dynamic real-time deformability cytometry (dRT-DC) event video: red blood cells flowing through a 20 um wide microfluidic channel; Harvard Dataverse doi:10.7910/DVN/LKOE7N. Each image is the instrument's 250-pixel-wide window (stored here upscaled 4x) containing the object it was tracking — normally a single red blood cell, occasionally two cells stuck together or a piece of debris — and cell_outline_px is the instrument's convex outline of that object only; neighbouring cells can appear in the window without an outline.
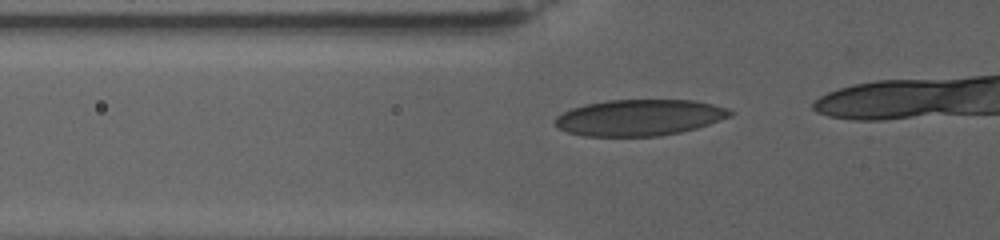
{"species": "human", "species_latin": "Homo sapiens", "temperature_condition": "warm", "stored_images_in_passage": 25, "camera_frame_rate_fps": 3000, "um_per_image_px": 0.085, "donor": {"sex": "female"}, "frame": {"image": 1, "passage_image": 15, "time_ms": 6.0, "image_size_px": [1000, 240], "cell_outline_px": [[736, 112], [732, 116], [696, 128], [680, 132], [660, 136], [584, 136], [568, 132], [556, 128], [552, 124], [552, 120], [556, 116], [572, 108], [584, 104], [608, 100], [696, 100], [728, 108]], "centroid_in_image_um": [54.32, 9.99], "position_along_channel_um": 71.5, "area_um2": 37.28}}
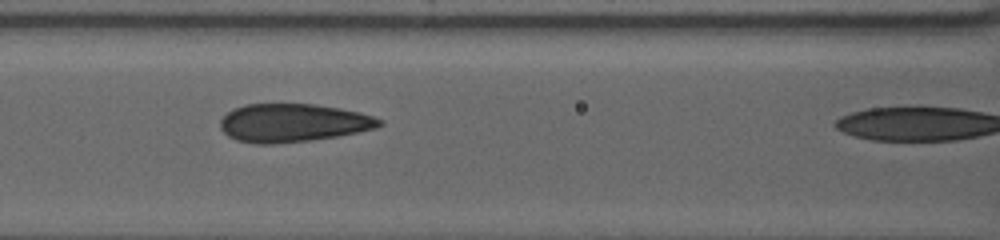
{"frame": {"image": 2, "passage_image": 21, "time_ms": 8.667, "image_size_px": [1000, 240], "cell_outline_px": [[384, 124], [376, 128], [336, 136], [308, 140], [272, 144], [256, 144], [236, 140], [228, 136], [220, 128], [220, 120], [232, 108], [244, 104], [316, 104], [340, 108], [360, 112], [384, 120]], "centroid_in_image_um": [24.89, 10.43], "position_along_channel_um": 141.7, "area_um2": 35.49}}
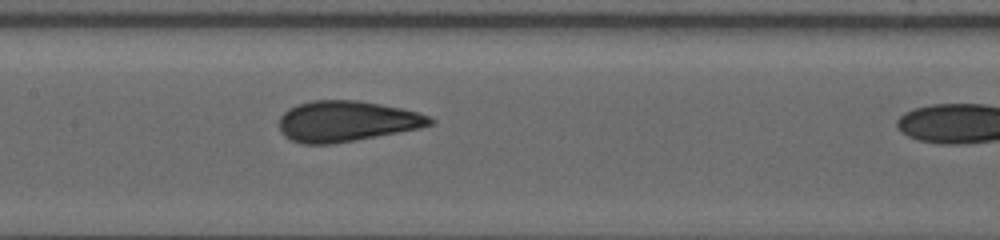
{"frame": {"image": 3, "passage_image": 24, "time_ms": 10.0, "image_size_px": [1000, 240], "cell_outline_px": [[436, 120], [432, 124], [420, 128], [332, 144], [304, 144], [292, 140], [284, 136], [280, 132], [280, 116], [288, 108], [312, 100], [356, 100], [380, 104], [400, 108], [416, 112], [428, 116]], "centroid_in_image_um": [29.43, 10.3], "position_along_channel_um": 178.0, "area_um2": 35.49}}